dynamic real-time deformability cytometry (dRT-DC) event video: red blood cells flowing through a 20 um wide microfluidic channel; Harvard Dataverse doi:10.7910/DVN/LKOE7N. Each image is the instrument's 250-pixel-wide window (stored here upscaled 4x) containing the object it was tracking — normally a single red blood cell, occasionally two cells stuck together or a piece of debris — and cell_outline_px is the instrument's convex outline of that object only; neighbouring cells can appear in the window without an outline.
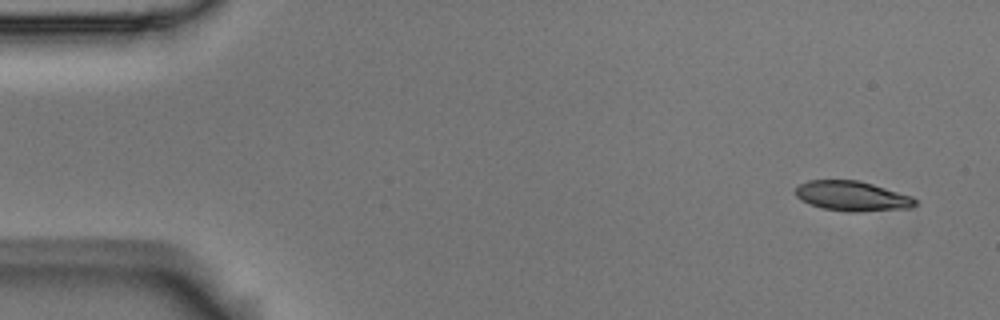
{"species": "Egyptian fruit bat (a non-hibernating species)", "species_latin": "Rousettus aegyptiacus", "temperature_condition": "room temperature", "stored_images_in_passage": 9, "camera_frame_rate_fps": 3000, "um_per_image_px": 0.085, "animal": {"sex": "male"}, "frame": {"image": 1, "passage_image": 1, "time_ms": 0.0, "image_size_px": [1000, 320], "cell_outline_px": [[920, 200], [916, 204], [908, 208], [856, 212], [848, 212], [824, 208], [800, 200], [796, 196], [796, 188], [800, 184], [808, 180], [860, 180], [912, 196]], "centroid_in_image_um": [72.46, 16.66], "position_along_channel_um": 12.5, "area_um2": 20.81}}
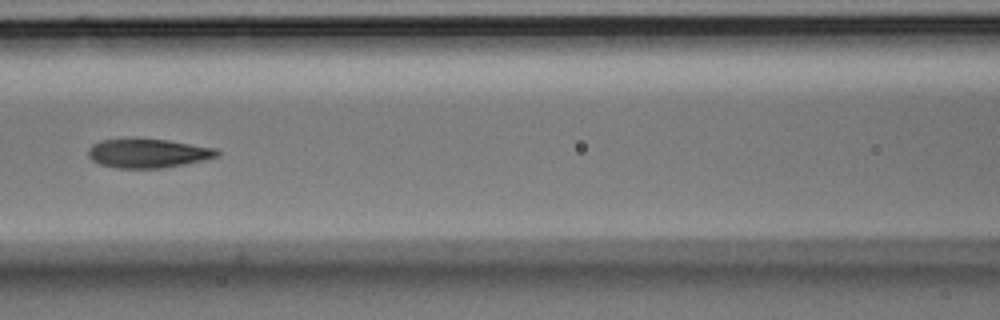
{"frame": {"image": 2, "passage_image": 7, "time_ms": 2.0, "image_size_px": [1000, 320], "cell_outline_px": [[220, 152], [216, 156], [204, 160], [184, 164], [160, 168], [116, 168], [100, 164], [92, 160], [88, 156], [88, 148], [92, 144], [100, 140], [168, 140], [216, 148]], "centroid_in_image_um": [12.56, 13.04], "position_along_channel_um": 154.0, "area_um2": 21.39}}
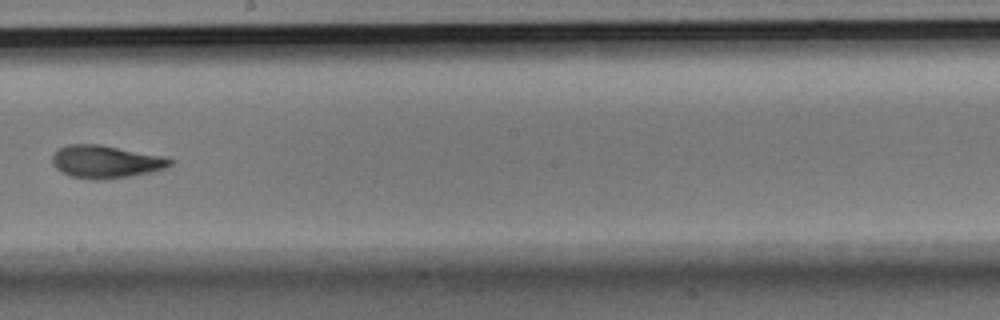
{"frame": {"image": 3, "passage_image": 9, "time_ms": 2.667, "image_size_px": [1000, 320], "cell_outline_px": [[176, 160], [172, 164], [164, 168], [152, 172], [132, 176], [108, 180], [96, 180], [72, 176], [60, 172], [52, 164], [52, 156], [60, 148], [68, 144], [100, 144], [168, 156]], "centroid_in_image_um": [9.06, 13.75], "position_along_channel_um": 239.1, "area_um2": 22.95}}